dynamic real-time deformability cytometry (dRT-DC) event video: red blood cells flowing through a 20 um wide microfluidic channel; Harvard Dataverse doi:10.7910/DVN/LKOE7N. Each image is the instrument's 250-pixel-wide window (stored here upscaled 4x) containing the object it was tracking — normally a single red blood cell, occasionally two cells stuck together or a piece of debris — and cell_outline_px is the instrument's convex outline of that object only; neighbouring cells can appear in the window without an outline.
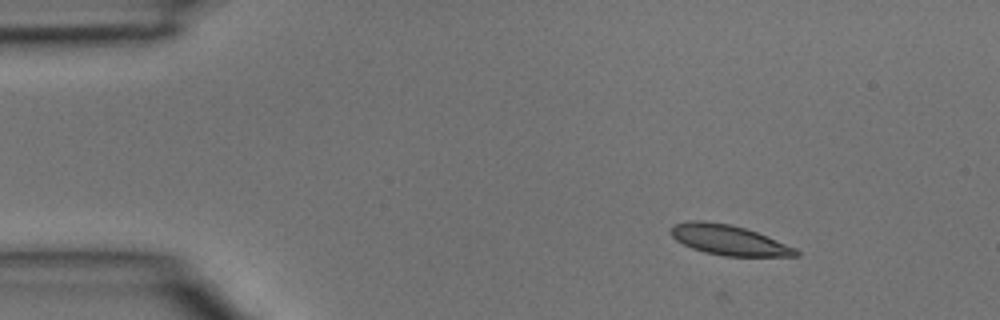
{"species": "common noctule bat (a hibernating species)", "species_latin": "Nyctalus noctula", "temperature_condition": "room temperature", "stored_images_in_passage": 3, "camera_frame_rate_fps": 3000, "um_per_image_px": 0.085, "animal": {"sex": "male", "body_mass_g": 15.6}, "frame": {"image": 1, "passage_image": 1, "time_ms": 0.0, "image_size_px": [1000, 320], "cell_outline_px": [[800, 256], [724, 256], [704, 252], [692, 248], [676, 240], [672, 236], [672, 228], [676, 224], [688, 220], [704, 220], [728, 224], [744, 228], [768, 236], [796, 248], [800, 252]], "centroid_in_image_um": [61.97, 20.41], "position_along_channel_um": 23.0, "area_um2": 21.79}}